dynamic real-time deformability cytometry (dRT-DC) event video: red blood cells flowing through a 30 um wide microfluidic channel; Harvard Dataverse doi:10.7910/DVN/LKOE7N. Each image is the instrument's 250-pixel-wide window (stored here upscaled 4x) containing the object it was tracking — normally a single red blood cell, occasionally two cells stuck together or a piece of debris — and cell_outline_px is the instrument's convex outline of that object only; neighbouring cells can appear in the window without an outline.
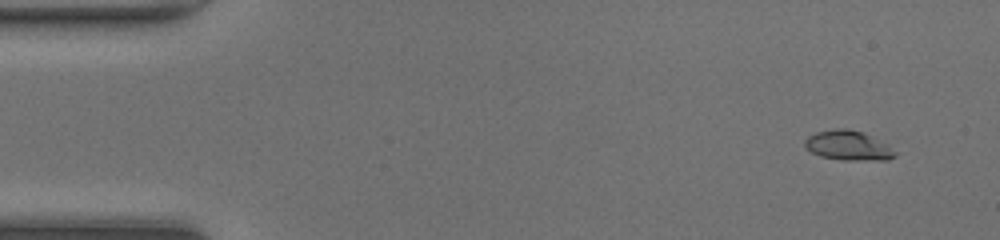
{"species": "common noctule bat (a hibernating species)", "species_latin": "Nyctalus noctula", "temperature_condition": "room temperature", "stored_images_in_passage": 49, "camera_frame_rate_fps": 3000, "um_per_image_px": 0.085, "animal": {"sex": "female", "body_mass_g": 20.0, "forearm_length_mm": 54.0}, "frame": {"image": 1, "passage_image": 4, "time_ms": 1.0, "image_size_px": [1000, 240], "cell_outline_px": [[896, 156], [888, 160], [840, 160], [820, 156], [804, 148], [804, 140], [808, 136], [816, 132], [836, 128], [848, 128], [864, 132], [888, 144], [896, 152]], "centroid_in_image_um": [72.1, 12.36], "position_along_channel_um": 12.9, "area_um2": 15.9}}
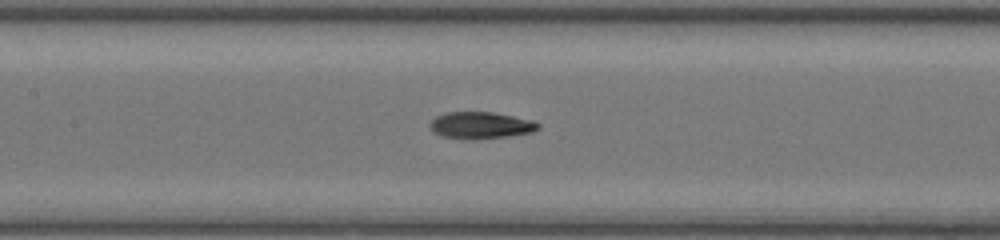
{"frame": {"image": 2, "passage_image": 23, "time_ms": 7.333, "image_size_px": [1000, 240], "cell_outline_px": [[540, 128], [532, 132], [508, 136], [476, 140], [464, 140], [444, 136], [432, 132], [428, 124], [436, 116], [444, 112], [492, 112], [532, 120], [540, 124]], "centroid_in_image_um": [40.83, 10.66], "position_along_channel_um": 166.6, "area_um2": 17.11}}
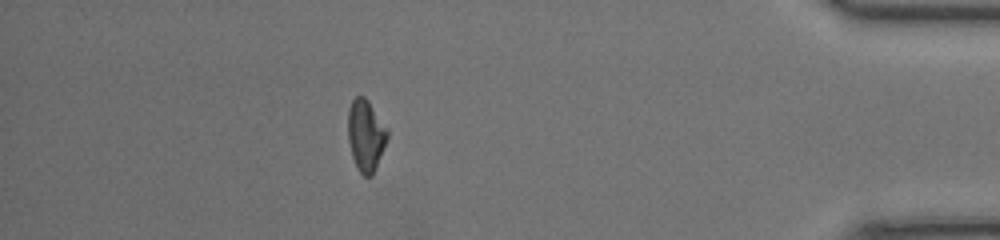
{"frame": {"image": 3, "passage_image": 43, "time_ms": 14.0, "image_size_px": [1000, 240], "cell_outline_px": [[388, 136], [376, 168], [372, 176], [364, 176], [356, 168], [352, 156], [348, 140], [348, 108], [352, 100], [356, 96], [364, 96], [368, 100], [388, 128]], "centroid_in_image_um": [31.09, 11.49], "position_along_channel_um": 404.1, "area_um2": 16.53}, "authors_computed_cell_mechanics": {"area_um2": 16.762, "velocity_mm_per_s": 4.3054, "shape_relaxation_time_tau1_ms": 4.256, "shape_relaxation_time_tau2_ms": 2.7961, "deformation_change_tau1": 0.1881, "deformation_change_tau2": 0.0844}}